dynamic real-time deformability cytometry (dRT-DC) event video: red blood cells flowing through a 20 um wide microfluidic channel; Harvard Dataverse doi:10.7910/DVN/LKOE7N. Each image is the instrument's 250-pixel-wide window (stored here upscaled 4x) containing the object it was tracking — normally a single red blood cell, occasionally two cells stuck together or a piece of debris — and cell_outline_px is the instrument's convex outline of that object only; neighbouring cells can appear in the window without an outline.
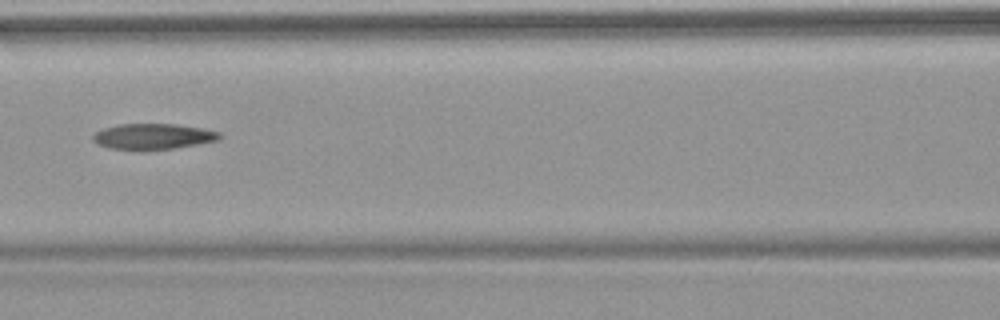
{"species": "common noctule bat (a hibernating species)", "species_latin": "Nyctalus noctula", "temperature_condition": "warm", "stored_images_in_passage": 8, "camera_frame_rate_fps": 3000, "um_per_image_px": 0.085, "animal": {"sex": "female", "body_mass_g": 18.4}, "frame": {"image": 1, "passage_image": 6, "time_ms": 6.0, "image_size_px": [1000, 320], "cell_outline_px": [[220, 140], [172, 148], [140, 152], [112, 148], [96, 144], [92, 140], [92, 136], [96, 132], [104, 128], [120, 124], [176, 124], [200, 128], [220, 132]], "centroid_in_image_um": [12.96, 11.62], "position_along_channel_um": 153.6, "area_um2": 19.19}}
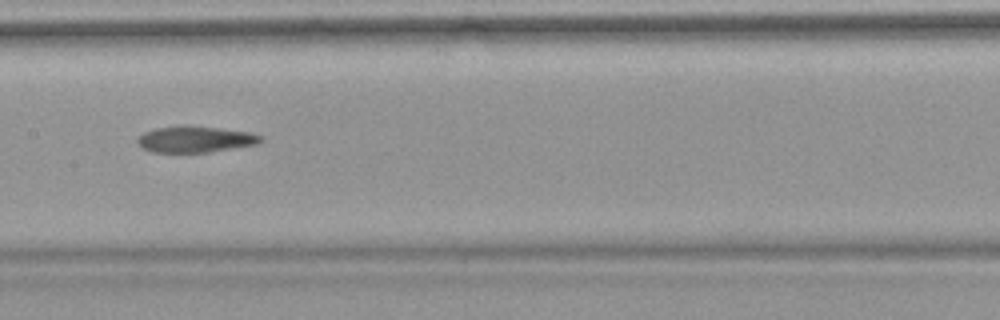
{"frame": {"image": 2, "passage_image": 7, "time_ms": 7.0, "image_size_px": [1000, 320], "cell_outline_px": [[264, 140], [260, 144], [208, 152], [152, 152], [144, 148], [136, 140], [144, 132], [156, 128], [188, 124], [220, 128], [248, 132], [264, 136]], "centroid_in_image_um": [16.66, 11.82], "position_along_channel_um": 190.7, "area_um2": 19.02}}